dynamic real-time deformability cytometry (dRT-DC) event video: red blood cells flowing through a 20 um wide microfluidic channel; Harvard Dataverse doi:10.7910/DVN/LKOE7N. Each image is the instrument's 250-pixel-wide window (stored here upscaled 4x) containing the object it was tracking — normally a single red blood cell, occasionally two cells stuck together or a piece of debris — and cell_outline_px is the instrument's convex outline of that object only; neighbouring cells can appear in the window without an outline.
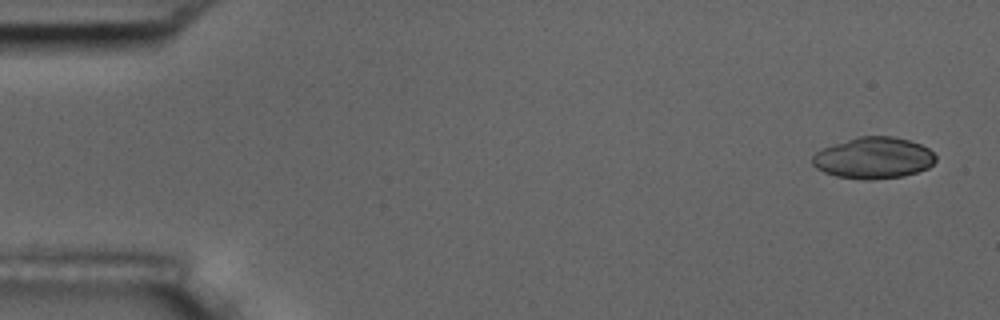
{"species": "common noctule bat (a hibernating species)", "species_latin": "Nyctalus noctula", "temperature_condition": "room temperature", "stored_images_in_passage": 5, "camera_frame_rate_fps": 3000, "um_per_image_px": 0.085, "animal": {"sex": "male", "body_mass_g": 17.5, "forearm_length_mm": 52.3}, "frame": {"image": 1, "passage_image": 1, "time_ms": 0.0, "image_size_px": [1000, 320], "cell_outline_px": [[936, 160], [928, 168], [904, 176], [872, 180], [864, 180], [836, 176], [824, 172], [816, 168], [812, 164], [812, 156], [816, 152], [824, 148], [856, 136], [892, 136], [908, 140], [920, 144], [928, 148], [936, 156]], "centroid_in_image_um": [74.25, 13.43], "position_along_channel_um": 10.8, "area_um2": 29.77}}